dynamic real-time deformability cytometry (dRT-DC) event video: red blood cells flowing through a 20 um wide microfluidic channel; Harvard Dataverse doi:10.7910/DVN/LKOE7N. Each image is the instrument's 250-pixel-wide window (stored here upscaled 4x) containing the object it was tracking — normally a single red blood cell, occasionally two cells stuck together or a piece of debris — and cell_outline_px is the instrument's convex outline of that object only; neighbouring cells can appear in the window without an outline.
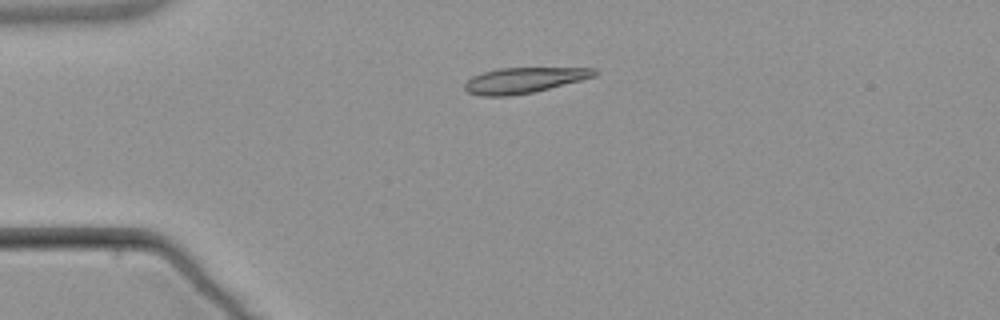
{"species": "common noctule bat (a hibernating species)", "species_latin": "Nyctalus noctula", "temperature_condition": "warm", "stored_images_in_passage": 3, "camera_frame_rate_fps": 3000, "um_per_image_px": 0.085, "animal": {"sex": "male", "body_mass_g": 21.5, "forearm_length_mm": 52.0}, "frame": {"image": 1, "passage_image": 3, "time_ms": 2.333, "image_size_px": [1000, 320], "cell_outline_px": [[600, 72], [596, 76], [532, 92], [508, 96], [480, 96], [468, 92], [464, 88], [464, 84], [472, 76], [484, 72], [500, 68], [596, 68]], "centroid_in_image_um": [44.53, 6.81], "position_along_channel_um": 40.5, "area_um2": 19.13}}